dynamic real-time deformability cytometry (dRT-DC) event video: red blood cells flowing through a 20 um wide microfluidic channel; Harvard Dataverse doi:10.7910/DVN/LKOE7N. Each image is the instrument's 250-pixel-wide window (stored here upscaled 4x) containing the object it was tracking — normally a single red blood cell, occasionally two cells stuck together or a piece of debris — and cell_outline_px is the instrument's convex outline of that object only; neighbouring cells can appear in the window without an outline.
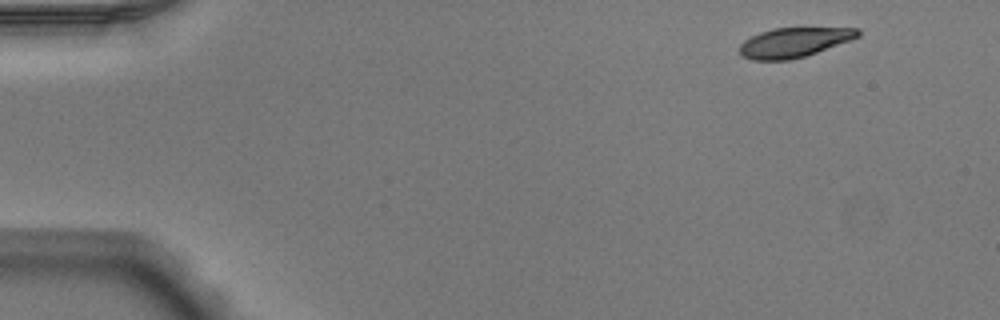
{"species": "Egyptian fruit bat (a non-hibernating species)", "species_latin": "Rousettus aegyptiacus", "temperature_condition": "warm", "stored_images_in_passage": 10, "camera_frame_rate_fps": 3000, "um_per_image_px": 0.085, "animal": {"sex": "male"}, "frame": {"image": 1, "passage_image": 1, "time_ms": 0.0, "image_size_px": [1000, 320], "cell_outline_px": [[860, 36], [852, 40], [804, 56], [788, 60], [752, 60], [740, 56], [740, 44], [744, 40], [760, 32], [772, 28], [860, 28]], "centroid_in_image_um": [67.48, 3.6], "position_along_channel_um": 17.5, "area_um2": 20.4}}